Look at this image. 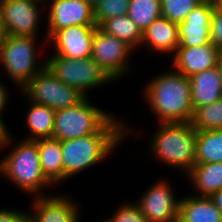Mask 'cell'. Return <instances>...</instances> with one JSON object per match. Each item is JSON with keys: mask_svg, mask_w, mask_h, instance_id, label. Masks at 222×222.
Returning a JSON list of instances; mask_svg holds the SVG:
<instances>
[{"mask_svg": "<svg viewBox=\"0 0 222 222\" xmlns=\"http://www.w3.org/2000/svg\"><path fill=\"white\" fill-rule=\"evenodd\" d=\"M124 124L113 116L97 133L61 141L64 181L110 157L131 134Z\"/></svg>", "mask_w": 222, "mask_h": 222, "instance_id": "6da1fadb", "label": "cell"}, {"mask_svg": "<svg viewBox=\"0 0 222 222\" xmlns=\"http://www.w3.org/2000/svg\"><path fill=\"white\" fill-rule=\"evenodd\" d=\"M152 79L144 86L142 95L157 122H191L194 108L190 79L174 69Z\"/></svg>", "mask_w": 222, "mask_h": 222, "instance_id": "7a4b0ae2", "label": "cell"}, {"mask_svg": "<svg viewBox=\"0 0 222 222\" xmlns=\"http://www.w3.org/2000/svg\"><path fill=\"white\" fill-rule=\"evenodd\" d=\"M147 146L154 158L187 174L195 165L197 130L191 122L157 123Z\"/></svg>", "mask_w": 222, "mask_h": 222, "instance_id": "3957f363", "label": "cell"}, {"mask_svg": "<svg viewBox=\"0 0 222 222\" xmlns=\"http://www.w3.org/2000/svg\"><path fill=\"white\" fill-rule=\"evenodd\" d=\"M10 151L0 161V176L6 177L28 195H44L42 191L53 185L41 171L37 141L22 139Z\"/></svg>", "mask_w": 222, "mask_h": 222, "instance_id": "277c9868", "label": "cell"}, {"mask_svg": "<svg viewBox=\"0 0 222 222\" xmlns=\"http://www.w3.org/2000/svg\"><path fill=\"white\" fill-rule=\"evenodd\" d=\"M37 40V37L7 35L0 46V67L19 89L46 66V58L38 61L41 49L37 51Z\"/></svg>", "mask_w": 222, "mask_h": 222, "instance_id": "5b68a950", "label": "cell"}, {"mask_svg": "<svg viewBox=\"0 0 222 222\" xmlns=\"http://www.w3.org/2000/svg\"><path fill=\"white\" fill-rule=\"evenodd\" d=\"M88 98L55 112L53 138L63 141L89 136L97 133L113 117L112 112L96 107Z\"/></svg>", "mask_w": 222, "mask_h": 222, "instance_id": "8992f818", "label": "cell"}, {"mask_svg": "<svg viewBox=\"0 0 222 222\" xmlns=\"http://www.w3.org/2000/svg\"><path fill=\"white\" fill-rule=\"evenodd\" d=\"M47 57L48 69L64 84L76 88L86 97L90 89L114 82L93 58L71 59L59 55Z\"/></svg>", "mask_w": 222, "mask_h": 222, "instance_id": "52a82bcc", "label": "cell"}, {"mask_svg": "<svg viewBox=\"0 0 222 222\" xmlns=\"http://www.w3.org/2000/svg\"><path fill=\"white\" fill-rule=\"evenodd\" d=\"M20 91L29 101L46 105L55 111L75 106L86 97L76 88L60 81L47 66L30 79Z\"/></svg>", "mask_w": 222, "mask_h": 222, "instance_id": "ba28073f", "label": "cell"}, {"mask_svg": "<svg viewBox=\"0 0 222 222\" xmlns=\"http://www.w3.org/2000/svg\"><path fill=\"white\" fill-rule=\"evenodd\" d=\"M132 52L134 49L126 42L108 35L96 27L92 41L91 58L113 81L122 79V76L126 77L130 73L132 67L129 65L131 62L129 59L133 54Z\"/></svg>", "mask_w": 222, "mask_h": 222, "instance_id": "9c48e42d", "label": "cell"}, {"mask_svg": "<svg viewBox=\"0 0 222 222\" xmlns=\"http://www.w3.org/2000/svg\"><path fill=\"white\" fill-rule=\"evenodd\" d=\"M44 3V0H0L7 35L38 38Z\"/></svg>", "mask_w": 222, "mask_h": 222, "instance_id": "30bf717a", "label": "cell"}, {"mask_svg": "<svg viewBox=\"0 0 222 222\" xmlns=\"http://www.w3.org/2000/svg\"><path fill=\"white\" fill-rule=\"evenodd\" d=\"M162 179L145 190L137 205L148 222H178L180 198H176L170 181Z\"/></svg>", "mask_w": 222, "mask_h": 222, "instance_id": "8fae6325", "label": "cell"}, {"mask_svg": "<svg viewBox=\"0 0 222 222\" xmlns=\"http://www.w3.org/2000/svg\"><path fill=\"white\" fill-rule=\"evenodd\" d=\"M44 2L46 4L48 2L49 7L46 41L55 31L66 27L96 25L94 7L85 0H44Z\"/></svg>", "mask_w": 222, "mask_h": 222, "instance_id": "7c38bea8", "label": "cell"}, {"mask_svg": "<svg viewBox=\"0 0 222 222\" xmlns=\"http://www.w3.org/2000/svg\"><path fill=\"white\" fill-rule=\"evenodd\" d=\"M96 27L97 25H76L55 31L46 41L54 46L55 52L51 55L71 59L91 58Z\"/></svg>", "mask_w": 222, "mask_h": 222, "instance_id": "4fadbf2b", "label": "cell"}, {"mask_svg": "<svg viewBox=\"0 0 222 222\" xmlns=\"http://www.w3.org/2000/svg\"><path fill=\"white\" fill-rule=\"evenodd\" d=\"M66 195H42L31 198L32 222H80L79 204Z\"/></svg>", "mask_w": 222, "mask_h": 222, "instance_id": "5bb4252c", "label": "cell"}, {"mask_svg": "<svg viewBox=\"0 0 222 222\" xmlns=\"http://www.w3.org/2000/svg\"><path fill=\"white\" fill-rule=\"evenodd\" d=\"M217 3L203 1L178 24L179 46L177 48L197 47L211 42V17Z\"/></svg>", "mask_w": 222, "mask_h": 222, "instance_id": "9a60e30c", "label": "cell"}, {"mask_svg": "<svg viewBox=\"0 0 222 222\" xmlns=\"http://www.w3.org/2000/svg\"><path fill=\"white\" fill-rule=\"evenodd\" d=\"M219 51L212 42L197 47L177 48L172 55L171 66L189 78L218 66Z\"/></svg>", "mask_w": 222, "mask_h": 222, "instance_id": "2e32d148", "label": "cell"}, {"mask_svg": "<svg viewBox=\"0 0 222 222\" xmlns=\"http://www.w3.org/2000/svg\"><path fill=\"white\" fill-rule=\"evenodd\" d=\"M148 46L157 54H174L179 46L178 24L161 16L143 32L141 46Z\"/></svg>", "mask_w": 222, "mask_h": 222, "instance_id": "e0dca14e", "label": "cell"}, {"mask_svg": "<svg viewBox=\"0 0 222 222\" xmlns=\"http://www.w3.org/2000/svg\"><path fill=\"white\" fill-rule=\"evenodd\" d=\"M189 79L194 111L222 97V77L218 66L194 74Z\"/></svg>", "mask_w": 222, "mask_h": 222, "instance_id": "ac0fdd59", "label": "cell"}, {"mask_svg": "<svg viewBox=\"0 0 222 222\" xmlns=\"http://www.w3.org/2000/svg\"><path fill=\"white\" fill-rule=\"evenodd\" d=\"M178 222H222V213L210 197L192 194L180 198Z\"/></svg>", "mask_w": 222, "mask_h": 222, "instance_id": "d6986e66", "label": "cell"}, {"mask_svg": "<svg viewBox=\"0 0 222 222\" xmlns=\"http://www.w3.org/2000/svg\"><path fill=\"white\" fill-rule=\"evenodd\" d=\"M41 171L55 187L64 181L61 141L53 137L37 139Z\"/></svg>", "mask_w": 222, "mask_h": 222, "instance_id": "ffe728a7", "label": "cell"}, {"mask_svg": "<svg viewBox=\"0 0 222 222\" xmlns=\"http://www.w3.org/2000/svg\"><path fill=\"white\" fill-rule=\"evenodd\" d=\"M195 189V196L210 197L222 189V162L195 164L186 174Z\"/></svg>", "mask_w": 222, "mask_h": 222, "instance_id": "44dd1931", "label": "cell"}, {"mask_svg": "<svg viewBox=\"0 0 222 222\" xmlns=\"http://www.w3.org/2000/svg\"><path fill=\"white\" fill-rule=\"evenodd\" d=\"M26 114V125L30 131V135L25 140H37L40 138H50L53 135L55 110L46 105L37 104L29 101Z\"/></svg>", "mask_w": 222, "mask_h": 222, "instance_id": "7402d4cb", "label": "cell"}, {"mask_svg": "<svg viewBox=\"0 0 222 222\" xmlns=\"http://www.w3.org/2000/svg\"><path fill=\"white\" fill-rule=\"evenodd\" d=\"M195 164L222 162V129L197 130Z\"/></svg>", "mask_w": 222, "mask_h": 222, "instance_id": "603a6c76", "label": "cell"}, {"mask_svg": "<svg viewBox=\"0 0 222 222\" xmlns=\"http://www.w3.org/2000/svg\"><path fill=\"white\" fill-rule=\"evenodd\" d=\"M99 28L106 34L126 42L134 50L141 46L143 32L128 15L109 18Z\"/></svg>", "mask_w": 222, "mask_h": 222, "instance_id": "cb8c5ba5", "label": "cell"}, {"mask_svg": "<svg viewBox=\"0 0 222 222\" xmlns=\"http://www.w3.org/2000/svg\"><path fill=\"white\" fill-rule=\"evenodd\" d=\"M128 16L144 32L162 16L161 0H130Z\"/></svg>", "mask_w": 222, "mask_h": 222, "instance_id": "d4e9b609", "label": "cell"}, {"mask_svg": "<svg viewBox=\"0 0 222 222\" xmlns=\"http://www.w3.org/2000/svg\"><path fill=\"white\" fill-rule=\"evenodd\" d=\"M191 124L196 130L222 129V97L214 103L197 108Z\"/></svg>", "mask_w": 222, "mask_h": 222, "instance_id": "484cf974", "label": "cell"}, {"mask_svg": "<svg viewBox=\"0 0 222 222\" xmlns=\"http://www.w3.org/2000/svg\"><path fill=\"white\" fill-rule=\"evenodd\" d=\"M204 0H161L162 16L180 24Z\"/></svg>", "mask_w": 222, "mask_h": 222, "instance_id": "4316f807", "label": "cell"}, {"mask_svg": "<svg viewBox=\"0 0 222 222\" xmlns=\"http://www.w3.org/2000/svg\"><path fill=\"white\" fill-rule=\"evenodd\" d=\"M129 3L130 0H101L94 6L97 27L109 18L128 15Z\"/></svg>", "mask_w": 222, "mask_h": 222, "instance_id": "83f0119b", "label": "cell"}, {"mask_svg": "<svg viewBox=\"0 0 222 222\" xmlns=\"http://www.w3.org/2000/svg\"><path fill=\"white\" fill-rule=\"evenodd\" d=\"M108 219L110 222H148V219L141 213L137 202L120 204Z\"/></svg>", "mask_w": 222, "mask_h": 222, "instance_id": "f1b7e54d", "label": "cell"}, {"mask_svg": "<svg viewBox=\"0 0 222 222\" xmlns=\"http://www.w3.org/2000/svg\"><path fill=\"white\" fill-rule=\"evenodd\" d=\"M211 42L222 50V9L216 5L211 17L210 25Z\"/></svg>", "mask_w": 222, "mask_h": 222, "instance_id": "f546056e", "label": "cell"}, {"mask_svg": "<svg viewBox=\"0 0 222 222\" xmlns=\"http://www.w3.org/2000/svg\"><path fill=\"white\" fill-rule=\"evenodd\" d=\"M0 222H32L31 212L0 208Z\"/></svg>", "mask_w": 222, "mask_h": 222, "instance_id": "4dcf8cb0", "label": "cell"}, {"mask_svg": "<svg viewBox=\"0 0 222 222\" xmlns=\"http://www.w3.org/2000/svg\"><path fill=\"white\" fill-rule=\"evenodd\" d=\"M6 122L0 120V149H6V147L14 146L12 145L13 137H11V134L9 133V128L6 127Z\"/></svg>", "mask_w": 222, "mask_h": 222, "instance_id": "1f68e13d", "label": "cell"}, {"mask_svg": "<svg viewBox=\"0 0 222 222\" xmlns=\"http://www.w3.org/2000/svg\"><path fill=\"white\" fill-rule=\"evenodd\" d=\"M4 84L5 83L0 82V120L1 121H4L3 118H2L3 115H4L3 112L5 111V109H7L6 107H7L8 102H9L8 99H10L9 98L10 94H8V93H10V91L9 92L7 91L9 89Z\"/></svg>", "mask_w": 222, "mask_h": 222, "instance_id": "d6a6232c", "label": "cell"}, {"mask_svg": "<svg viewBox=\"0 0 222 222\" xmlns=\"http://www.w3.org/2000/svg\"><path fill=\"white\" fill-rule=\"evenodd\" d=\"M210 198L213 200L214 204L217 206V208L222 213V189L214 192Z\"/></svg>", "mask_w": 222, "mask_h": 222, "instance_id": "836d02e7", "label": "cell"}, {"mask_svg": "<svg viewBox=\"0 0 222 222\" xmlns=\"http://www.w3.org/2000/svg\"><path fill=\"white\" fill-rule=\"evenodd\" d=\"M7 33L5 30V26L2 20V15H1V10H0V46L2 44V42L4 41V39L6 38Z\"/></svg>", "mask_w": 222, "mask_h": 222, "instance_id": "e575fe53", "label": "cell"}, {"mask_svg": "<svg viewBox=\"0 0 222 222\" xmlns=\"http://www.w3.org/2000/svg\"><path fill=\"white\" fill-rule=\"evenodd\" d=\"M218 67L220 69V73H221V77H222V50L219 51Z\"/></svg>", "mask_w": 222, "mask_h": 222, "instance_id": "d590c367", "label": "cell"}, {"mask_svg": "<svg viewBox=\"0 0 222 222\" xmlns=\"http://www.w3.org/2000/svg\"><path fill=\"white\" fill-rule=\"evenodd\" d=\"M87 3L92 5L93 7L98 4L101 0H85Z\"/></svg>", "mask_w": 222, "mask_h": 222, "instance_id": "8d00e7d4", "label": "cell"}, {"mask_svg": "<svg viewBox=\"0 0 222 222\" xmlns=\"http://www.w3.org/2000/svg\"><path fill=\"white\" fill-rule=\"evenodd\" d=\"M217 5L222 9V0H218Z\"/></svg>", "mask_w": 222, "mask_h": 222, "instance_id": "74e56055", "label": "cell"}, {"mask_svg": "<svg viewBox=\"0 0 222 222\" xmlns=\"http://www.w3.org/2000/svg\"><path fill=\"white\" fill-rule=\"evenodd\" d=\"M101 222H110V220L106 218L105 220H102Z\"/></svg>", "mask_w": 222, "mask_h": 222, "instance_id": "f35d334b", "label": "cell"}, {"mask_svg": "<svg viewBox=\"0 0 222 222\" xmlns=\"http://www.w3.org/2000/svg\"><path fill=\"white\" fill-rule=\"evenodd\" d=\"M204 1H212V2H215V3L218 2V0H204Z\"/></svg>", "mask_w": 222, "mask_h": 222, "instance_id": "ab89813d", "label": "cell"}]
</instances>
